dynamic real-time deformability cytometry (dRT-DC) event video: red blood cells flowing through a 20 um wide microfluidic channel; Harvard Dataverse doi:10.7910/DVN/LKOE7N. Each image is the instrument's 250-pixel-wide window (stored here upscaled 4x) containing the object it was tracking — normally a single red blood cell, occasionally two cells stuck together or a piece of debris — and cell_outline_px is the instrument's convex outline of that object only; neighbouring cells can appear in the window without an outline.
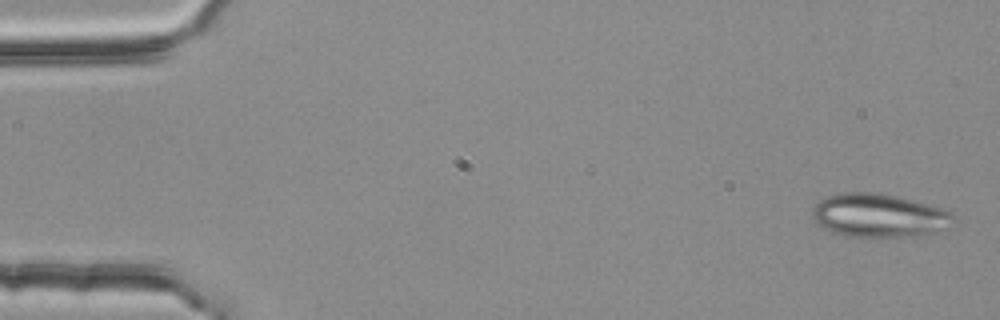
{"species": "common noctule bat (a hibernating species)", "species_latin": "Nyctalus noctula", "temperature_condition": "room temperature", "stored_images_in_passage": 5, "camera_frame_rate_fps": 3000, "um_per_image_px": 0.085, "animal": {"sex": "female", "body_mass_g": 25.1}, "frame": {"image": 1, "passage_image": 1, "time_ms": 0.0, "image_size_px": [1000, 320], "cell_outline_px": [[956, 224], [948, 228], [936, 232], [920, 236], [844, 236], [832, 232], [816, 224], [812, 216], [812, 208], [820, 200], [828, 196], [844, 192], [876, 192], [896, 196], [912, 200], [940, 208], [956, 216]], "centroid_in_image_um": [74.73, 18.32], "position_along_channel_um": 10.3, "area_um2": 35.89}}